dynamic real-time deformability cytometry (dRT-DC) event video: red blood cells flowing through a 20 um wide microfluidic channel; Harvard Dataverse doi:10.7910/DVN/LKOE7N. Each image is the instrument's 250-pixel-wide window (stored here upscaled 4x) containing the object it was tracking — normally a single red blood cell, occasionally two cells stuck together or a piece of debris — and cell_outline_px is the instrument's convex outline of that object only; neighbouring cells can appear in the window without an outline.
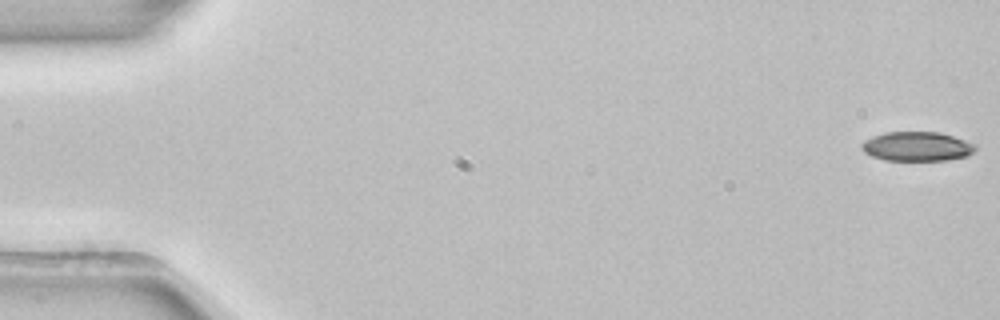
{"species": "common noctule bat (a hibernating species)", "species_latin": "Nyctalus noctula", "temperature_condition": "room temperature", "stored_images_in_passage": 53, "camera_frame_rate_fps": 3000, "um_per_image_px": 0.085, "animal": {"sex": "female", "body_mass_g": 22.7, "forearm_length_mm": 54.2}, "frame": {"image": 1, "passage_image": 1, "time_ms": 0.0, "image_size_px": [1000, 320], "cell_outline_px": [[976, 148], [968, 156], [948, 160], [884, 160], [872, 156], [864, 152], [860, 148], [860, 144], [864, 140], [872, 136], [884, 132], [940, 132], [976, 144]], "centroid_in_image_um": [77.91, 12.44], "position_along_channel_um": 7.1, "area_um2": 19.54}}
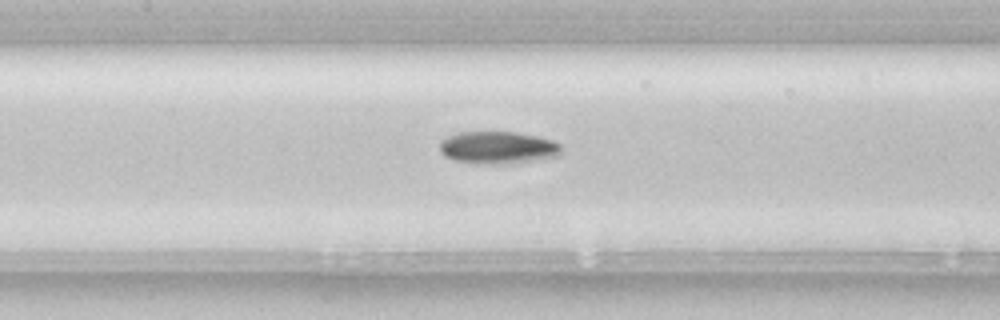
{"frame": {"image": 2, "passage_image": 25, "time_ms": 8.0, "image_size_px": [1000, 320], "cell_outline_px": [[560, 152], [556, 156], [536, 160], [452, 160], [444, 156], [440, 152], [440, 140], [448, 136], [460, 132], [516, 132], [536, 136], [552, 140], [560, 144]], "centroid_in_image_um": [42.29, 12.46], "position_along_channel_um": 165.1, "area_um2": 21.44}}
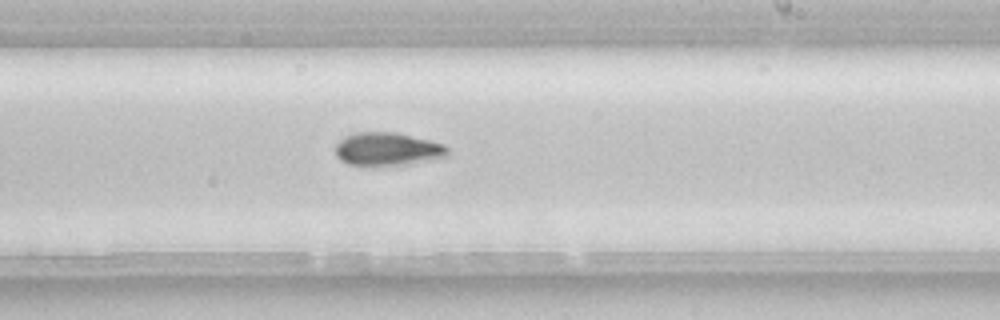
{"frame": {"image": 3, "passage_image": 32, "time_ms": 10.333, "image_size_px": [1000, 320], "cell_outline_px": [[448, 156], [408, 164], [348, 164], [340, 160], [336, 156], [336, 144], [344, 136], [356, 132], [396, 132], [444, 144], [448, 148]], "centroid_in_image_um": [32.93, 12.65], "position_along_channel_um": 256.1, "area_um2": 21.33}, "authors_computed_cell_mechanics": {"area_um2": 20.6924, "velocity_mm_per_s": 3.9155, "shape_relaxation_time_tau1_ms": 7.5427, "shape_relaxation_time_tau2_ms": null, "deformation_change_tau1": 0.1836, "deformation_change_tau2": null}}